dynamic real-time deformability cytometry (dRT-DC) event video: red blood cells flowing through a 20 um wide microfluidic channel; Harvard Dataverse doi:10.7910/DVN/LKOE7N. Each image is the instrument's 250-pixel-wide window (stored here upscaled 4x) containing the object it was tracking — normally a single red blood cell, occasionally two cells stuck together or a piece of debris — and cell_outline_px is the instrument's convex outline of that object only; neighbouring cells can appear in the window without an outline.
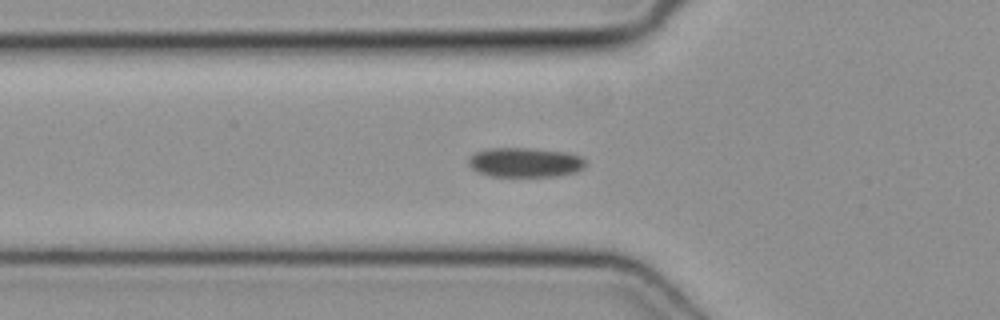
{"species": "common noctule bat (a hibernating species)", "species_latin": "Nyctalus noctula", "temperature_condition": "cold", "stored_images_in_passage": 12, "camera_frame_rate_fps": 3000, "um_per_image_px": 0.085, "animal": {"sex": "female", "body_mass_g": 19.3, "forearm_length_mm": 54.1}, "frame": {"image": 1, "passage_image": 10, "time_ms": 3.0, "image_size_px": [1000, 320], "cell_outline_px": [[588, 164], [584, 168], [576, 172], [556, 176], [488, 176], [476, 172], [468, 164], [468, 160], [476, 152], [488, 148], [532, 148], [568, 152], [580, 156]], "centroid_in_image_um": [44.65, 13.8], "position_along_channel_um": 81.2, "area_um2": 20.35}}